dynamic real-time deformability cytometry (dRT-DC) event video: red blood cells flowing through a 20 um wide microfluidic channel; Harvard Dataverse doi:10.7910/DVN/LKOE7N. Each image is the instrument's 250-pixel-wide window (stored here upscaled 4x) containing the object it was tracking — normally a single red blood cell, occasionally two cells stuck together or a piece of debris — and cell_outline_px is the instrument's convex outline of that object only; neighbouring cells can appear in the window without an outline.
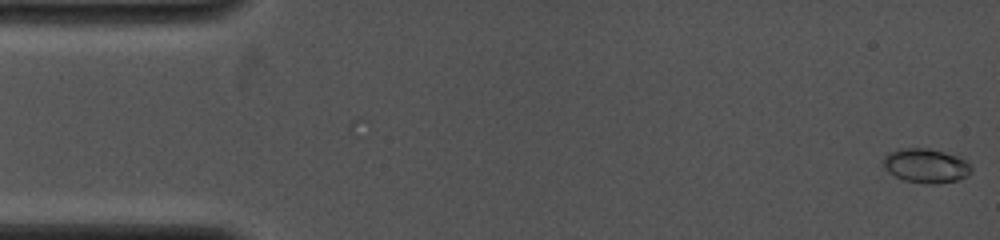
{"species": "common noctule bat (a hibernating species)", "species_latin": "Nyctalus noctula", "temperature_condition": "cold", "stored_images_in_passage": 2, "camera_frame_rate_fps": 4000, "um_per_image_px": 0.085, "animal": {"sex": "female", "body_mass_g": 19.0, "forearm_length_mm": 53.3}, "frame": {"image": 1, "passage_image": 2, "time_ms": 0.25, "image_size_px": [1000, 240], "cell_outline_px": [[972, 172], [956, 180], [936, 184], [928, 184], [904, 180], [888, 172], [880, 164], [884, 156], [888, 152], [900, 148], [928, 148], [944, 152], [956, 156], [964, 160], [972, 168]], "centroid_in_image_um": [78.63, 14.07], "position_along_channel_um": 6.4, "area_um2": 17.57}}